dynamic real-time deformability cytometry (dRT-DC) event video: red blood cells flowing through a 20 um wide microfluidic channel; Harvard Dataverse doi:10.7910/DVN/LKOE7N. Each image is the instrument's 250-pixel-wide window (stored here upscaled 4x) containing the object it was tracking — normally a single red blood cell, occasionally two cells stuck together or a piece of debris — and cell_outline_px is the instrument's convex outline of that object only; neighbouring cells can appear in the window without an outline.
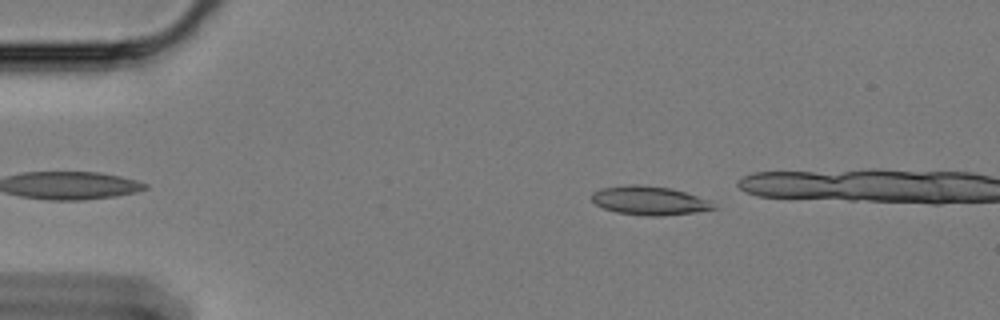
{"species": "Egyptian fruit bat (a non-hibernating species)", "species_latin": "Rousettus aegyptiacus", "temperature_condition": "cold", "stored_images_in_passage": 20, "camera_frame_rate_fps": 3000, "um_per_image_px": 0.085, "animal": {"sex": "female"}, "frame": {"image": 1, "passage_image": 9, "time_ms": 2.667, "image_size_px": [1000, 320], "cell_outline_px": [[720, 208], [696, 212], [664, 216], [644, 216], [616, 212], [604, 208], [596, 204], [588, 196], [592, 192], [600, 188], [632, 184], [636, 184], [672, 188], [712, 200]], "centroid_in_image_um": [55.24, 17.05], "position_along_channel_um": 29.8, "area_um2": 20.92}}